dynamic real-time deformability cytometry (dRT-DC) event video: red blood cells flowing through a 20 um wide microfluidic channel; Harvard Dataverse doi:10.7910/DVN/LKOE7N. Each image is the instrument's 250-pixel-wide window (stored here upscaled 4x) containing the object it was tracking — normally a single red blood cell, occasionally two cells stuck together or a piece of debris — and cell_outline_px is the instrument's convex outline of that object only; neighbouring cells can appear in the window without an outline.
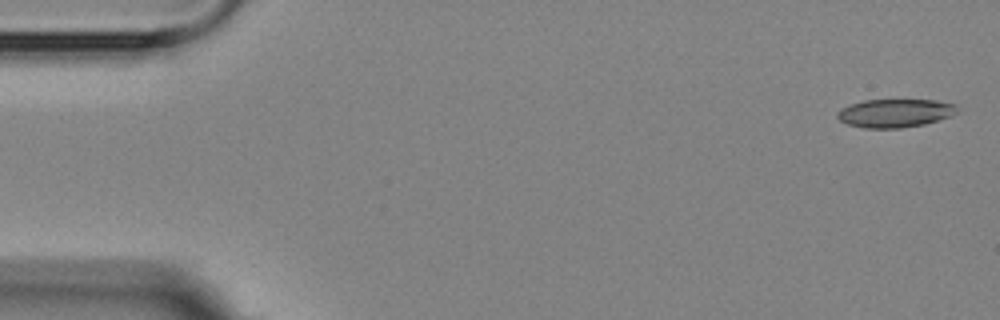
{"species": "Egyptian fruit bat (a non-hibernating species)", "species_latin": "Rousettus aegyptiacus", "temperature_condition": "room temperature", "stored_images_in_passage": 4, "camera_frame_rate_fps": 3000, "um_per_image_px": 0.085, "animal": {"sex": "female"}, "frame": {"image": 1, "passage_image": 1, "time_ms": 0.0, "image_size_px": [1000, 320], "cell_outline_px": [[956, 112], [952, 116], [924, 124], [900, 128], [864, 128], [848, 124], [840, 120], [836, 116], [836, 112], [840, 108], [864, 100], [936, 100], [956, 104]], "centroid_in_image_um": [76.06, 9.61], "position_along_channel_um": 8.9, "area_um2": 19.77}}
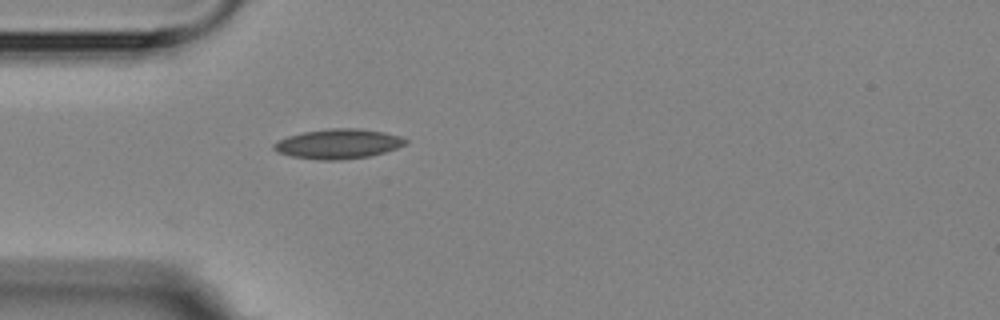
{"frame": {"image": 2, "passage_image": 4, "time_ms": 4.667, "image_size_px": [1000, 320], "cell_outline_px": [[408, 140], [404, 144], [396, 148], [384, 152], [368, 156], [340, 160], [316, 160], [292, 156], [276, 152], [272, 148], [272, 144], [288, 136], [304, 132], [328, 128], [356, 128], [384, 132], [400, 136]], "centroid_in_image_um": [28.71, 12.23], "position_along_channel_um": 56.3, "area_um2": 22.72}}